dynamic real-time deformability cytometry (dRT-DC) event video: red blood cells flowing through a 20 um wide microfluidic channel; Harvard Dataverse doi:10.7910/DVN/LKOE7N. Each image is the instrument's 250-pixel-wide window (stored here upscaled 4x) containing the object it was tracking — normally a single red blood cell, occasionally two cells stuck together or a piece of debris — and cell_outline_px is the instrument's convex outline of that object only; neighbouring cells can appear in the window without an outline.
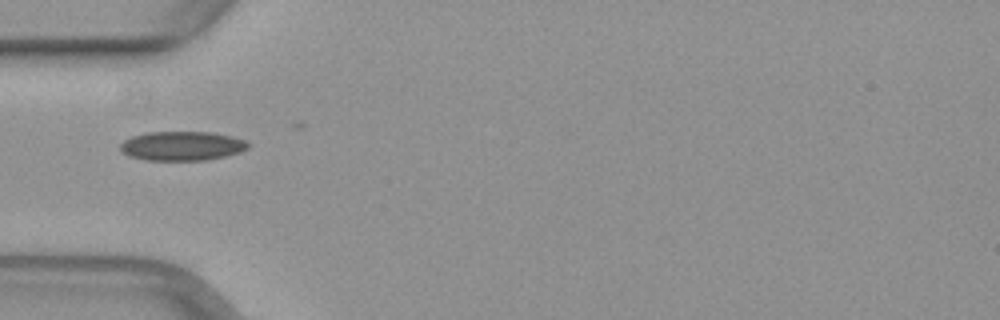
{"species": "common noctule bat (a hibernating species)", "species_latin": "Nyctalus noctula", "temperature_condition": "warm", "stored_images_in_passage": 22, "camera_frame_rate_fps": 3000, "um_per_image_px": 0.085, "animal": {"sex": "female", "body_mass_g": 29.2, "forearm_length_mm": 56.3}, "frame": {"image": 1, "passage_image": 1, "time_ms": 0.0, "image_size_px": [1000, 320], "cell_outline_px": [[248, 148], [240, 152], [208, 160], [144, 160], [128, 156], [120, 152], [120, 144], [124, 140], [132, 136], [144, 132], [212, 132], [232, 136], [244, 140], [248, 144]], "centroid_in_image_um": [15.42, 12.4], "position_along_channel_um": 69.6, "area_um2": 21.91}}
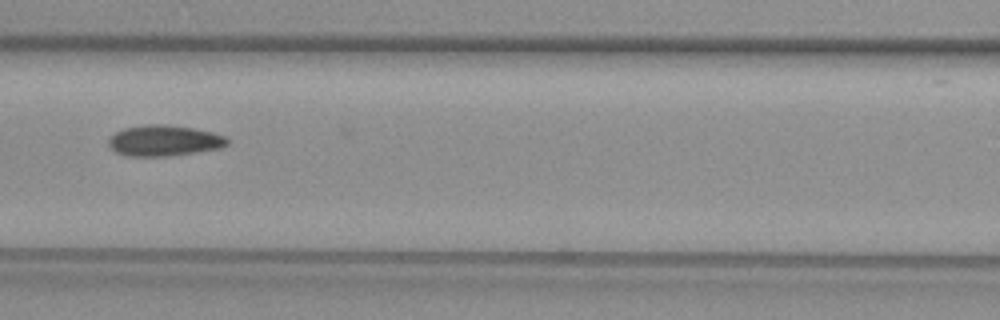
{"frame": {"image": 2, "passage_image": 7, "time_ms": 2.0, "image_size_px": [1000, 320], "cell_outline_px": [[228, 144], [220, 148], [196, 152], [168, 156], [128, 156], [116, 152], [108, 144], [108, 140], [116, 132], [124, 128], [144, 124], [164, 124], [192, 128], [212, 132], [224, 136], [228, 140]], "centroid_in_image_um": [13.94, 11.95], "position_along_channel_um": 152.7, "area_um2": 21.21}}
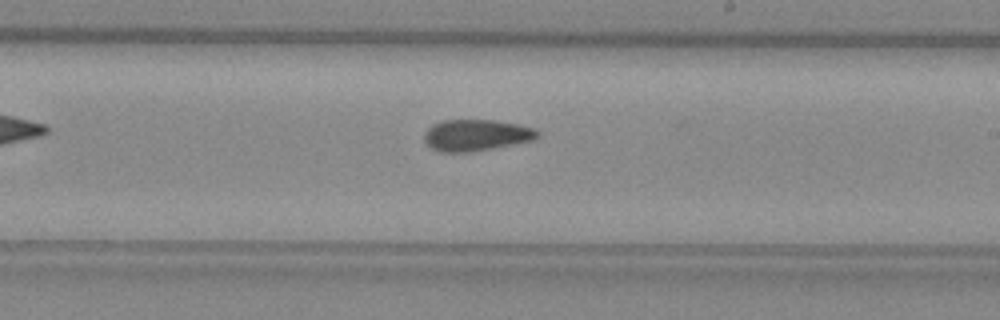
{"frame": {"image": 3, "passage_image": 14, "time_ms": 4.333, "image_size_px": [1000, 320], "cell_outline_px": [[540, 136], [532, 140], [492, 148], [468, 152], [440, 152], [432, 148], [424, 140], [424, 132], [432, 124], [440, 120], [492, 120], [516, 124], [532, 128], [540, 132]], "centroid_in_image_um": [40.43, 11.48], "position_along_channel_um": 248.6, "area_um2": 20.58}}